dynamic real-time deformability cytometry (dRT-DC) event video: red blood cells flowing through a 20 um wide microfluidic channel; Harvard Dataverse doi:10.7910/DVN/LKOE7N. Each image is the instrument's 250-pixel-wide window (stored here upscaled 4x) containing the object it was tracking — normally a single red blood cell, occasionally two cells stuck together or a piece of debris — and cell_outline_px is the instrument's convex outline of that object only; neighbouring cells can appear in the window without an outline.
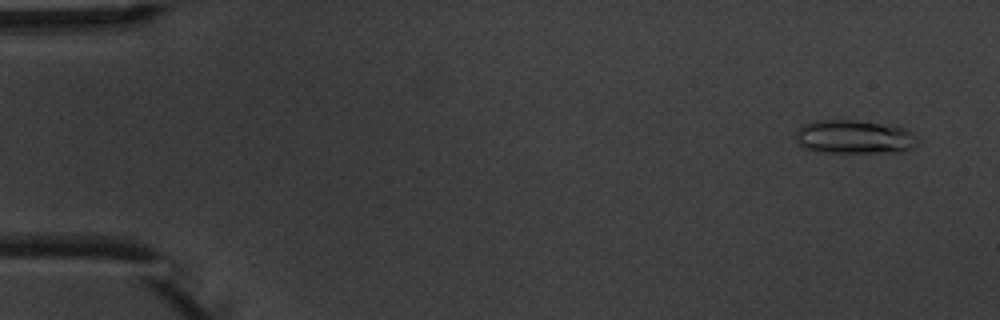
{"species": "common noctule bat (a hibernating species)", "species_latin": "Nyctalus noctula", "temperature_condition": "warm", "stored_images_in_passage": 6, "camera_frame_rate_fps": 3000, "um_per_image_px": 0.085, "animal": {"sex": "male", "body_mass_g": 20.1, "forearm_length_mm": 53.5}, "frame": {"image": 1, "passage_image": 1, "time_ms": 0.0, "image_size_px": [1000, 320], "cell_outline_px": [[916, 144], [912, 148], [904, 152], [816, 152], [800, 148], [796, 140], [796, 128], [804, 124], [816, 120], [856, 120], [904, 128], [912, 132], [916, 136]], "centroid_in_image_um": [72.54, 11.65], "position_along_channel_um": 12.5, "area_um2": 24.1}}